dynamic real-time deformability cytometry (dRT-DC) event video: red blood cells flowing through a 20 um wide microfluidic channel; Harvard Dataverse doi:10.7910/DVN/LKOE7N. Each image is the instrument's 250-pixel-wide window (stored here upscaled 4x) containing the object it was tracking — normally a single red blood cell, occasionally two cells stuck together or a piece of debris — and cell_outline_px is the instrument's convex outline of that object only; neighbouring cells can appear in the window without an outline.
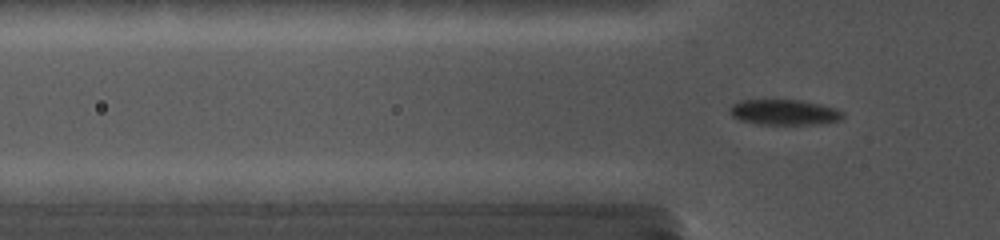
{"species": "common noctule bat (a hibernating species)", "species_latin": "Nyctalus noctula", "temperature_condition": "cold", "stored_images_in_passage": 56, "camera_frame_rate_fps": 5000, "um_per_image_px": 0.085, "animal": {"sex": "female", "body_mass_g": 19.0, "forearm_length_mm": 56.7}, "frame": {"image": 1, "passage_image": 24, "time_ms": 5.0, "image_size_px": [1000, 240], "cell_outline_px": [[844, 116], [840, 120], [816, 124], [760, 124], [740, 120], [732, 116], [728, 112], [728, 108], [732, 104], [740, 100], [800, 100], [820, 104], [836, 108], [844, 112]], "centroid_in_image_um": [66.64, 9.53], "position_along_channel_um": 59.2, "area_um2": 16.82}}
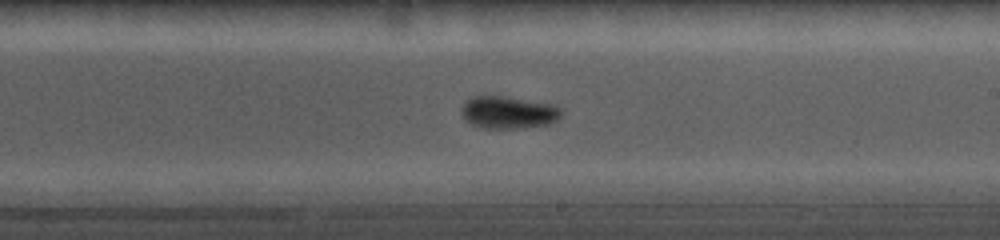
{"frame": {"image": 2, "passage_image": 44, "time_ms": 10.0, "image_size_px": [1000, 240], "cell_outline_px": [[560, 116], [556, 120], [548, 124], [520, 128], [484, 128], [472, 124], [464, 120], [460, 112], [460, 108], [472, 96], [500, 96], [552, 104], [560, 108]], "centroid_in_image_um": [43.15, 9.56], "position_along_channel_um": 245.8, "area_um2": 18.61}}
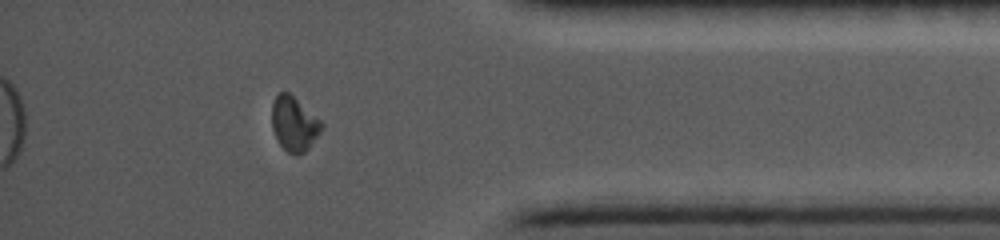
{"frame": {"image": 3, "passage_image": 55, "time_ms": 14.6, "image_size_px": [1000, 240], "cell_outline_px": [[324, 128], [308, 148], [304, 152], [296, 156], [288, 152], [280, 144], [272, 128], [272, 104], [276, 96], [280, 92], [288, 92], [320, 120], [324, 124]], "centroid_in_image_um": [25.01, 10.54], "position_along_channel_um": 410.2, "area_um2": 15.55}}